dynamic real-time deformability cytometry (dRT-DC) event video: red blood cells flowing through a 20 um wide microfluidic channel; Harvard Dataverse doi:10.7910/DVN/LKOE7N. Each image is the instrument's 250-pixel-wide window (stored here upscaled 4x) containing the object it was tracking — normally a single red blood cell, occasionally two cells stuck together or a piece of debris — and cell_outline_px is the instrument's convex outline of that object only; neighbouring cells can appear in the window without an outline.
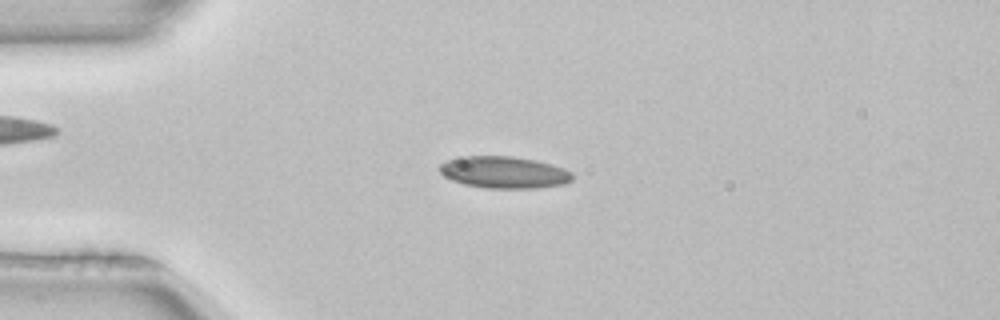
{"species": "common noctule bat (a hibernating species)", "species_latin": "Nyctalus noctula", "temperature_condition": "room temperature", "stored_images_in_passage": 45, "camera_frame_rate_fps": 3000, "um_per_image_px": 0.085, "animal": {"sex": "female", "body_mass_g": 22.7, "forearm_length_mm": 54.2}, "frame": {"image": 1, "passage_image": 7, "time_ms": 2.0, "image_size_px": [1000, 320], "cell_outline_px": [[572, 180], [564, 184], [536, 188], [484, 188], [464, 184], [452, 180], [444, 176], [440, 172], [440, 164], [448, 160], [464, 156], [512, 156], [536, 160], [552, 164], [564, 168], [572, 172]], "centroid_in_image_um": [42.86, 14.65], "position_along_channel_um": 42.1, "area_um2": 24.68}}
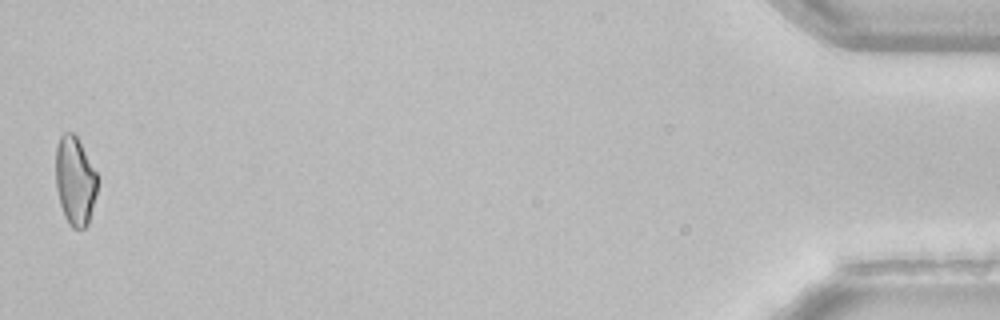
{"frame": {"image": 2, "passage_image": 45, "time_ms": 14.667, "image_size_px": [1000, 320], "cell_outline_px": [[96, 192], [88, 224], [84, 228], [72, 228], [68, 224], [64, 216], [60, 204], [56, 188], [56, 144], [60, 136], [64, 132], [72, 132], [76, 136], [96, 172]], "centroid_in_image_um": [6.35, 15.38], "position_along_channel_um": 428.9, "area_um2": 21.27}}